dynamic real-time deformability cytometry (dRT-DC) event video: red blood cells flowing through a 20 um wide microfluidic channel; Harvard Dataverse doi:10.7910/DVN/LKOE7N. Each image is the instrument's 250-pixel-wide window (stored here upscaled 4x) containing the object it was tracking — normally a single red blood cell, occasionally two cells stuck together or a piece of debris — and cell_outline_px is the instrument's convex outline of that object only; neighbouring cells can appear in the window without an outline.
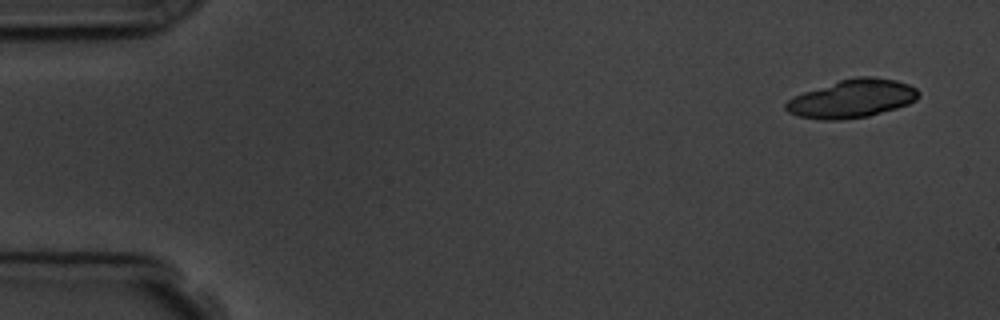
{"species": "common noctule bat (a hibernating species)", "species_latin": "Nyctalus noctula", "temperature_condition": "room temperature", "stored_images_in_passage": 4, "camera_frame_rate_fps": 3000, "um_per_image_px": 0.085, "animal": {"sex": "male", "body_mass_g": 19.5, "forearm_length_mm": 54.6}, "frame": {"image": 1, "passage_image": 1, "time_ms": 0.0, "image_size_px": [1000, 320], "cell_outline_px": [[920, 96], [916, 100], [908, 104], [896, 108], [868, 116], [840, 120], [820, 120], [796, 116], [788, 112], [784, 108], [784, 104], [792, 96], [840, 80], [856, 76], [868, 76], [896, 80], [908, 84], [916, 88], [920, 92]], "centroid_in_image_um": [72.41, 8.39], "position_along_channel_um": 12.6, "area_um2": 29.65}}